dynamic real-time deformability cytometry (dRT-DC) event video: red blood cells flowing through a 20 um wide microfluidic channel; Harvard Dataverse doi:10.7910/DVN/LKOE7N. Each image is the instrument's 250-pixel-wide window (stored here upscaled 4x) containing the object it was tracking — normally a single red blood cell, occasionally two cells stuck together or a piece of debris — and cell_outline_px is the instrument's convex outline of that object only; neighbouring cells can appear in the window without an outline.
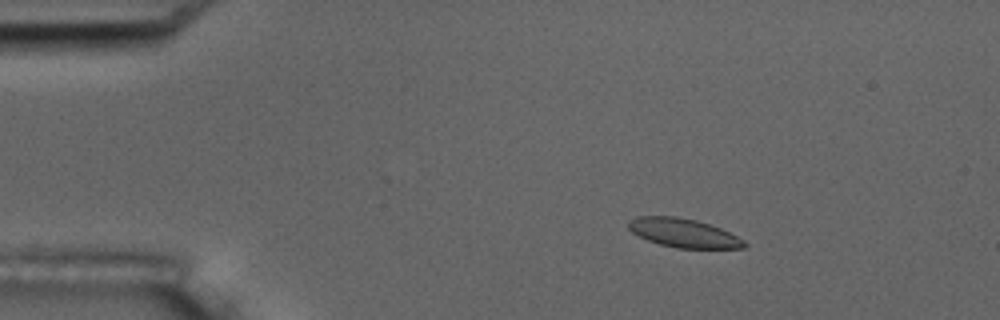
{"species": "common noctule bat (a hibernating species)", "species_latin": "Nyctalus noctula", "temperature_condition": "room temperature", "stored_images_in_passage": 5, "camera_frame_rate_fps": 3000, "um_per_image_px": 0.085, "animal": {"sex": "male", "body_mass_g": 17.5, "forearm_length_mm": 52.3}, "frame": {"image": 1, "passage_image": 3, "time_ms": 2.0, "image_size_px": [1000, 320], "cell_outline_px": [[748, 244], [744, 248], [676, 248], [660, 244], [648, 240], [632, 232], [628, 228], [628, 220], [636, 216], [676, 216], [696, 220], [720, 228], [744, 240]], "centroid_in_image_um": [58.08, 19.79], "position_along_channel_um": 26.9, "area_um2": 19.36}}